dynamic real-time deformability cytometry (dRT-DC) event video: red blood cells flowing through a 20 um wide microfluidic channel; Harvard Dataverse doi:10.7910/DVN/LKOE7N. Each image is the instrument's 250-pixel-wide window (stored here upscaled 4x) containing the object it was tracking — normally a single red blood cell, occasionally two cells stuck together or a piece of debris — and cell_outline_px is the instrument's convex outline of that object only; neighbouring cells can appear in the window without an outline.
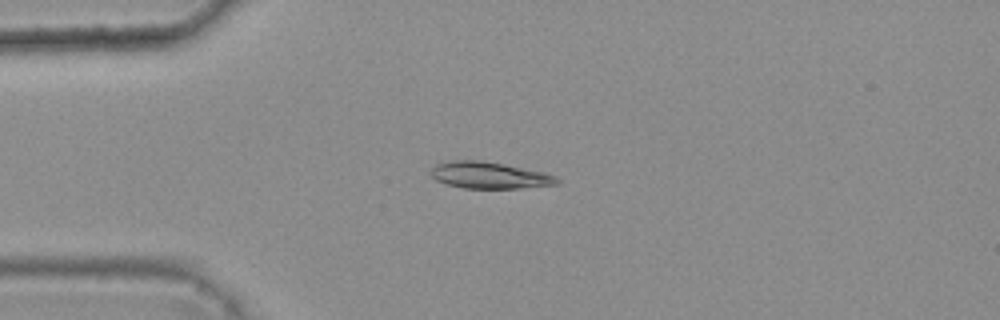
{"species": "common noctule bat (a hibernating species)", "species_latin": "Nyctalus noctula", "temperature_condition": "warm", "stored_images_in_passage": 5, "camera_frame_rate_fps": 3000, "um_per_image_px": 0.085, "animal": {"sex": "female", "body_mass_g": 25.1}, "frame": {"image": 1, "passage_image": 3, "time_ms": 0.667, "image_size_px": [1000, 320], "cell_outline_px": [[560, 184], [520, 188], [464, 188], [448, 184], [436, 180], [432, 176], [432, 168], [436, 164], [452, 160], [480, 160], [504, 164], [544, 172], [556, 176], [560, 180]], "centroid_in_image_um": [41.64, 14.9], "position_along_channel_um": 43.4, "area_um2": 19.48}}
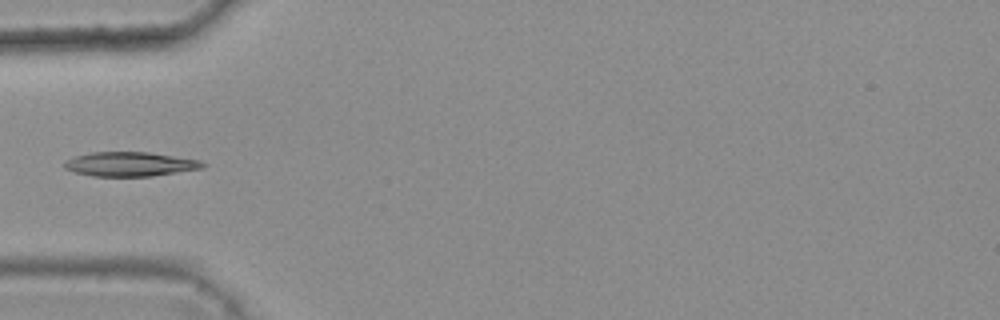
{"frame": {"image": 2, "passage_image": 4, "time_ms": 1.0, "image_size_px": [1000, 320], "cell_outline_px": [[208, 164], [204, 168], [152, 176], [92, 176], [76, 172], [64, 168], [64, 160], [76, 156], [92, 152], [148, 152], [200, 160]], "centroid_in_image_um": [11.08, 13.95], "position_along_channel_um": 73.9, "area_um2": 19.59}}
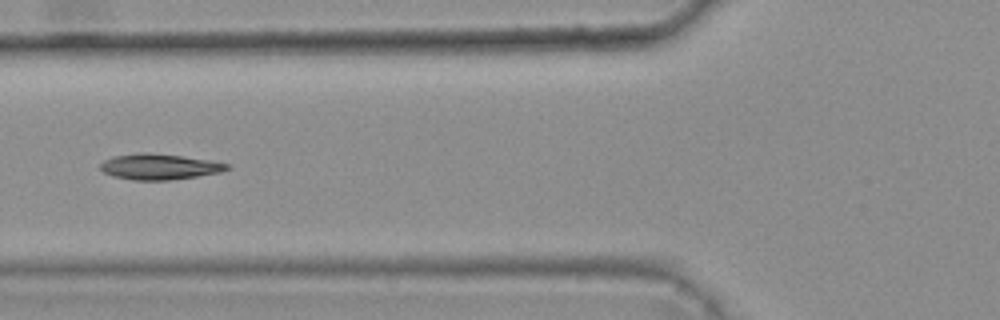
{"frame": {"image": 3, "passage_image": 5, "time_ms": 1.333, "image_size_px": [1000, 320], "cell_outline_px": [[232, 168], [220, 172], [196, 176], [168, 180], [132, 180], [112, 176], [104, 172], [100, 168], [100, 164], [104, 160], [112, 156], [144, 152], [180, 156], [212, 160], [232, 164]], "centroid_in_image_um": [13.57, 14.17], "position_along_channel_um": 112.2, "area_um2": 19.02}}